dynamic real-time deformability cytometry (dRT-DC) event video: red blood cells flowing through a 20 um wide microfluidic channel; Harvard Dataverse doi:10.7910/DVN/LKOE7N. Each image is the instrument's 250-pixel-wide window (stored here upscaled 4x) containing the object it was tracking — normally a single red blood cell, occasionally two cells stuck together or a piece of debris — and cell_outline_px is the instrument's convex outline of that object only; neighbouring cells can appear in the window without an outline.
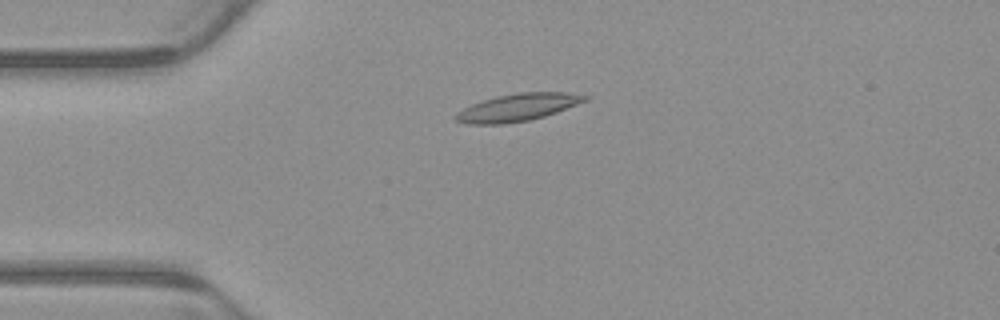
{"species": "common noctule bat (a hibernating species)", "species_latin": "Nyctalus noctula", "temperature_condition": "warm", "stored_images_in_passage": 4, "camera_frame_rate_fps": 3000, "um_per_image_px": 0.085, "animal": {"sex": "male", "body_mass_g": 23.1, "forearm_length_mm": 52.7}, "frame": {"image": 1, "passage_image": 3, "time_ms": 0.667, "image_size_px": [1000, 320], "cell_outline_px": [[592, 96], [588, 100], [556, 112], [544, 116], [528, 120], [504, 124], [468, 124], [456, 120], [452, 116], [456, 112], [472, 104], [496, 96], [520, 92], [568, 92]], "centroid_in_image_um": [44.01, 9.12], "position_along_channel_um": 41.0, "area_um2": 20.63}}